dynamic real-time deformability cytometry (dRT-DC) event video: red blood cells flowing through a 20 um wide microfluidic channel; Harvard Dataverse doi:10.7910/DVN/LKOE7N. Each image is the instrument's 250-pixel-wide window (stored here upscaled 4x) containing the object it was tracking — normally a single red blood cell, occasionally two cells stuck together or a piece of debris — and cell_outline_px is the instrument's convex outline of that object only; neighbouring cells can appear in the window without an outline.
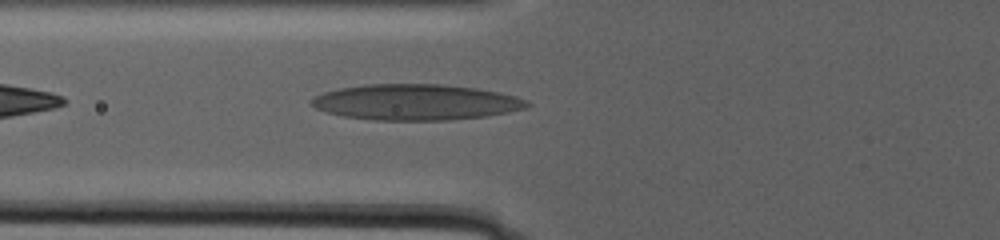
{"species": "human", "species_latin": "Homo sapiens", "temperature_condition": "warm", "stored_images_in_passage": 64, "camera_frame_rate_fps": 3000, "um_per_image_px": 0.085, "donor": {"sex": "male"}, "frame": {"image": 1, "passage_image": 7, "time_ms": 2.0, "image_size_px": [1000, 240], "cell_outline_px": [[532, 104], [524, 108], [508, 112], [484, 116], [448, 120], [372, 120], [344, 116], [328, 112], [316, 108], [308, 100], [324, 92], [340, 88], [364, 84], [444, 84], [476, 88], [516, 96], [528, 100]], "centroid_in_image_um": [35.34, 8.68], "position_along_channel_um": 90.5, "area_um2": 44.91}}
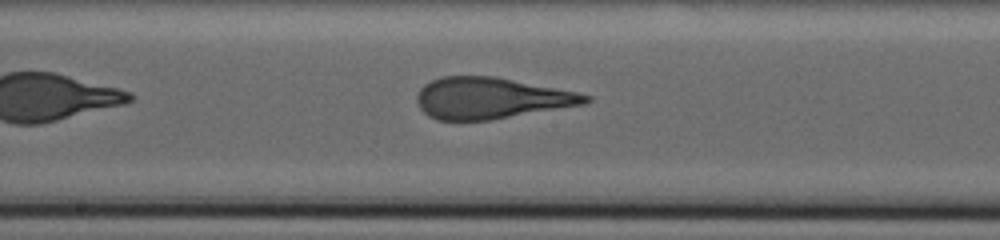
{"frame": {"image": 2, "passage_image": 23, "time_ms": 7.333, "image_size_px": [1000, 240], "cell_outline_px": [[592, 100], [584, 104], [488, 120], [436, 120], [428, 116], [420, 108], [416, 100], [416, 96], [420, 88], [424, 84], [440, 76], [496, 76], [576, 92], [592, 96]], "centroid_in_image_um": [41.69, 8.33], "position_along_channel_um": 206.5, "area_um2": 40.4}}
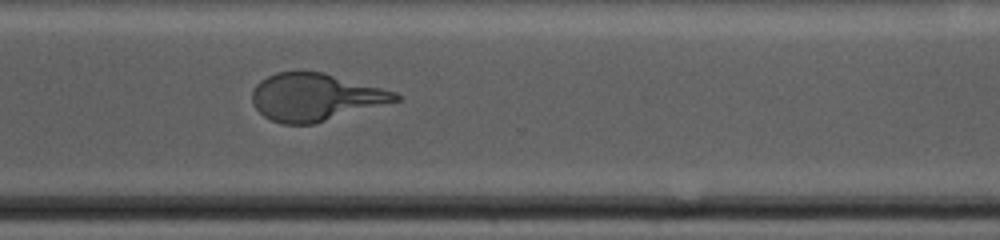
{"frame": {"image": 3, "passage_image": 42, "time_ms": 13.667, "image_size_px": [1000, 240], "cell_outline_px": [[400, 100], [312, 124], [280, 124], [264, 116], [252, 104], [252, 92], [256, 84], [260, 80], [276, 72], [324, 72], [396, 92], [400, 96]], "centroid_in_image_um": [26.77, 8.25], "position_along_channel_um": 343.8, "area_um2": 39.25}, "authors_computed_cell_mechanics": {"area_um2": 41.1825, "velocity_mm_per_s": 2.1736, "shape_relaxation_time_tau1_ms": 10.7325, "shape_relaxation_time_tau2_ms": 1.3838, "deformation_change_tau1": 0.2819, "deformation_change_tau2": 0.1043}}